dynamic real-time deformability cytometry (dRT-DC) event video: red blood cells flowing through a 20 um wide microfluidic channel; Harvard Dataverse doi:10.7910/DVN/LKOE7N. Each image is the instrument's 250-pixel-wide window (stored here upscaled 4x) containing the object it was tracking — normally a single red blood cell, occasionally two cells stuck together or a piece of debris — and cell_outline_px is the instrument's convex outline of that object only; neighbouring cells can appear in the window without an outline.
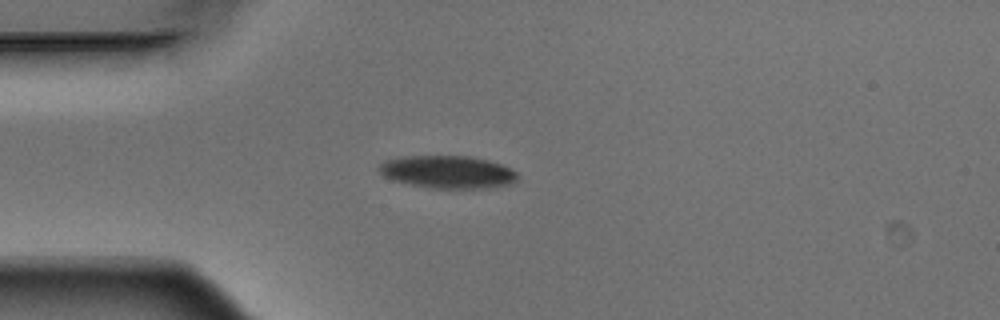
{"species": "Egyptian fruit bat (a non-hibernating species)", "species_latin": "Rousettus aegyptiacus", "temperature_condition": "warm", "stored_images_in_passage": 4, "camera_frame_rate_fps": 3000, "um_per_image_px": 0.085, "animal": {"sex": "male"}, "frame": {"image": 1, "passage_image": 4, "time_ms": 1.0, "image_size_px": [1000, 320], "cell_outline_px": [[516, 180], [512, 184], [488, 188], [432, 188], [392, 180], [384, 176], [380, 172], [380, 164], [388, 160], [404, 156], [468, 156], [488, 160], [500, 164], [516, 172]], "centroid_in_image_um": [38.07, 14.62], "position_along_channel_um": 46.9, "area_um2": 26.01}}